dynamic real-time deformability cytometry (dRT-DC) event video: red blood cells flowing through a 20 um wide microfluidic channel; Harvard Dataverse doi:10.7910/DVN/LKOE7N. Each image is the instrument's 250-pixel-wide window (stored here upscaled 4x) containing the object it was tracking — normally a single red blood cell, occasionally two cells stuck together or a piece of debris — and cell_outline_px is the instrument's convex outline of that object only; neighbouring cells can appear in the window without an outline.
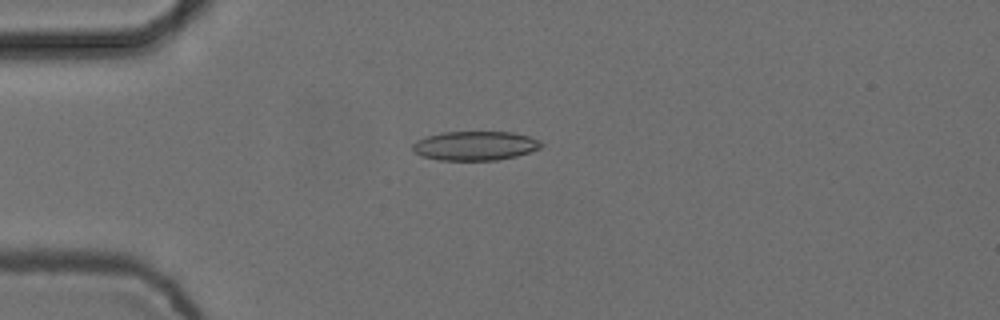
{"species": "common noctule bat (a hibernating species)", "species_latin": "Nyctalus noctula", "temperature_condition": "cold", "stored_images_in_passage": 4, "camera_frame_rate_fps": 3000, "um_per_image_px": 0.085, "animal": {"sex": "female", "body_mass_g": 24.6, "forearm_length_mm": 56.2}, "frame": {"image": 1, "passage_image": 1, "time_ms": 0.0, "image_size_px": [1000, 320], "cell_outline_px": [[544, 144], [540, 148], [516, 156], [496, 160], [440, 160], [424, 156], [416, 152], [412, 148], [412, 144], [416, 140], [440, 132], [512, 132], [528, 136], [540, 140]], "centroid_in_image_um": [40.4, 12.38], "position_along_channel_um": 44.6, "area_um2": 21.73}}
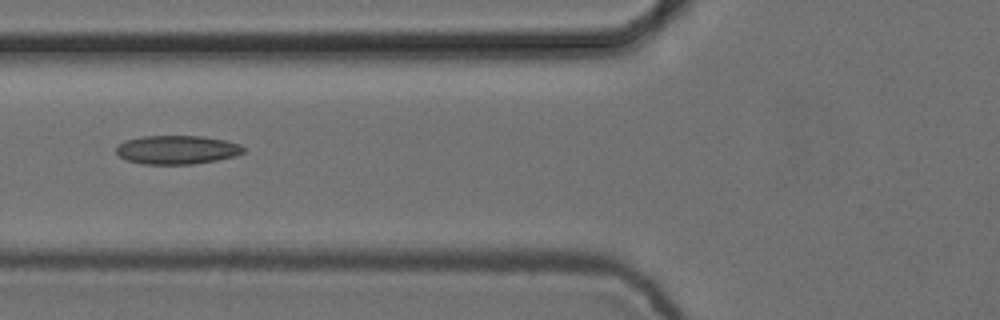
{"frame": {"image": 2, "passage_image": 3, "time_ms": 0.667, "image_size_px": [1000, 320], "cell_outline_px": [[244, 152], [236, 156], [216, 160], [192, 164], [144, 164], [128, 160], [120, 156], [116, 152], [116, 144], [124, 140], [140, 136], [204, 136], [224, 140], [240, 144], [244, 148]], "centroid_in_image_um": [15.02, 12.72], "position_along_channel_um": 110.8, "area_um2": 21.39}}
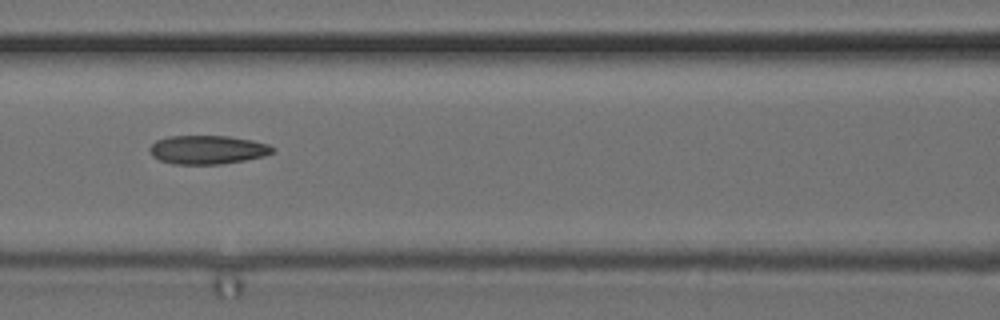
{"frame": {"image": 3, "passage_image": 4, "time_ms": 1.0, "image_size_px": [1000, 320], "cell_outline_px": [[276, 148], [272, 152], [264, 156], [244, 160], [220, 164], [172, 164], [160, 160], [152, 156], [148, 148], [156, 140], [168, 136], [228, 136], [252, 140], [268, 144]], "centroid_in_image_um": [17.62, 12.72], "position_along_channel_um": 149.0, "area_um2": 20.58}}